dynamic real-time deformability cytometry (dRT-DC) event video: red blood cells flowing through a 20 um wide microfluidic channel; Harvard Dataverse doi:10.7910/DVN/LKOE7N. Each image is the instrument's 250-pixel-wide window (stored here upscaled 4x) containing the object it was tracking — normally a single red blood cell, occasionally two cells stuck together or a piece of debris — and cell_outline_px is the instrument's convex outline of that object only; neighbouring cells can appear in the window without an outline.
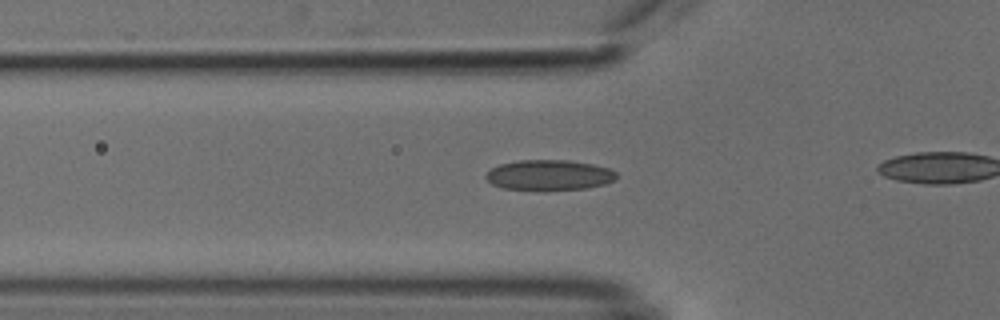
{"species": "common noctule bat (a hibernating species)", "species_latin": "Nyctalus noctula", "temperature_condition": "cold", "stored_images_in_passage": 39, "camera_frame_rate_fps": 3000, "um_per_image_px": 0.085, "animal": {"sex": "male", "body_mass_g": 18.8}, "frame": {"image": 1, "passage_image": 14, "time_ms": 4.333, "image_size_px": [1000, 320], "cell_outline_px": [[616, 180], [604, 184], [588, 188], [500, 188], [492, 184], [484, 176], [492, 168], [500, 164], [520, 160], [568, 160], [592, 164], [608, 168], [616, 172]], "centroid_in_image_um": [46.69, 14.85], "position_along_channel_um": 79.1, "area_um2": 22.43}}
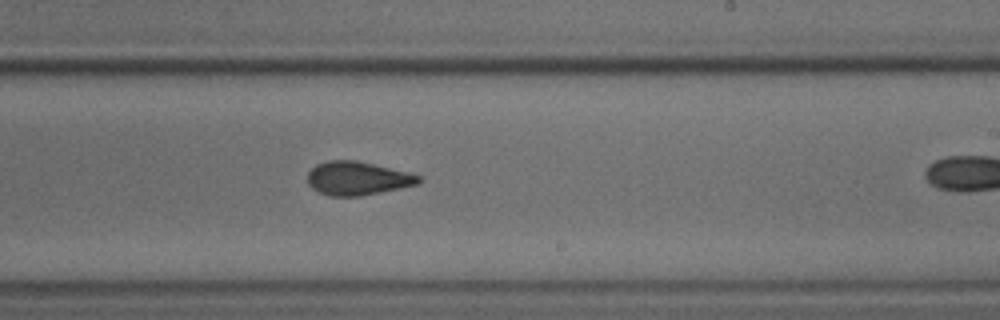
{"frame": {"image": 2, "passage_image": 28, "time_ms": 9.0, "image_size_px": [1000, 320], "cell_outline_px": [[420, 184], [360, 196], [328, 196], [312, 188], [308, 184], [308, 172], [316, 164], [328, 160], [356, 160], [412, 172], [420, 176]], "centroid_in_image_um": [30.41, 15.15], "position_along_channel_um": 258.6, "area_um2": 21.91}}
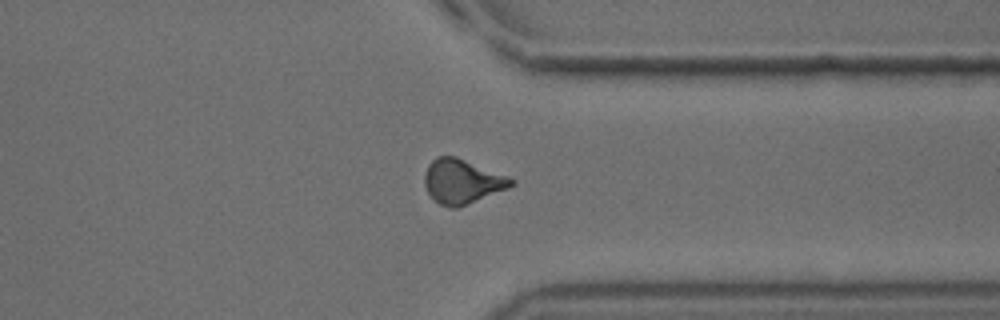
{"frame": {"image": 3, "passage_image": 37, "time_ms": 12.0, "image_size_px": [1000, 320], "cell_outline_px": [[516, 184], [508, 188], [456, 208], [448, 208], [440, 204], [428, 192], [424, 184], [424, 176], [428, 164], [436, 156], [456, 156], [508, 176], [516, 180]], "centroid_in_image_um": [39.29, 15.41], "position_along_channel_um": 372.1, "area_um2": 22.31}}